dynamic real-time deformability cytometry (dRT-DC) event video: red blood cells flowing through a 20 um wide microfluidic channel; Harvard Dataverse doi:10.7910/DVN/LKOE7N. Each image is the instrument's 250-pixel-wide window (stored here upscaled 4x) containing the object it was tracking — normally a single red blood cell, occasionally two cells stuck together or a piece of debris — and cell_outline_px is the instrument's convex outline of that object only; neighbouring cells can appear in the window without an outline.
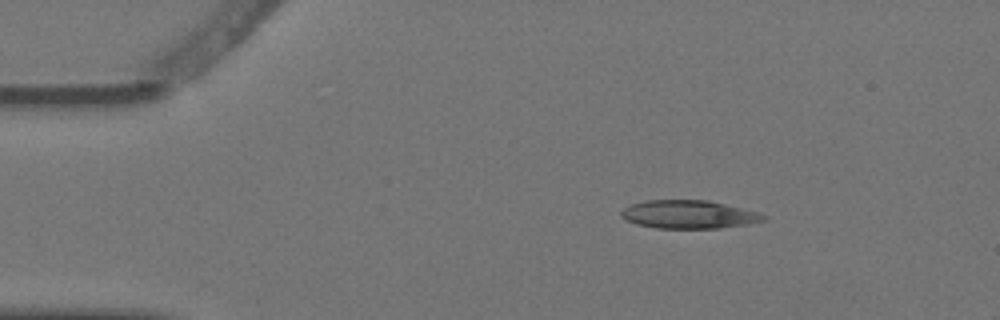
{"species": "Egyptian fruit bat (a non-hibernating species)", "species_latin": "Rousettus aegyptiacus", "temperature_condition": "warm", "stored_images_in_passage": 7, "camera_frame_rate_fps": 3000, "um_per_image_px": 0.085, "animal": {"sex": "female"}, "frame": {"image": 1, "passage_image": 1, "time_ms": 0.0, "image_size_px": [1000, 320], "cell_outline_px": [[768, 216], [764, 220], [748, 224], [720, 228], [656, 228], [636, 224], [624, 220], [620, 216], [620, 212], [624, 208], [632, 204], [648, 200], [708, 200], [760, 212]], "centroid_in_image_um": [58.55, 18.23], "position_along_channel_um": 26.5, "area_um2": 23.52}}
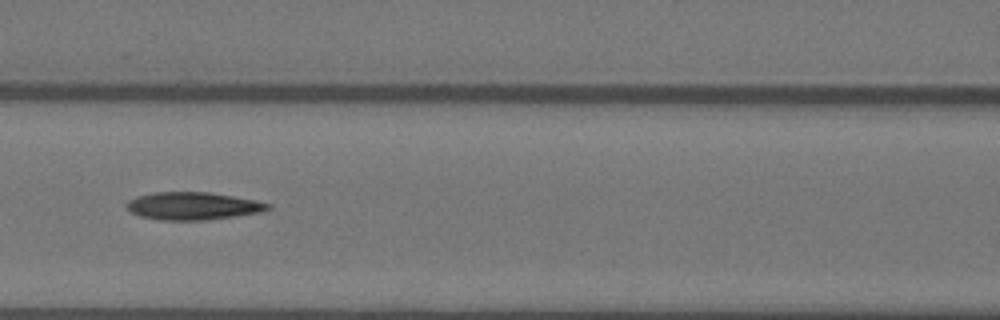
{"frame": {"image": 2, "passage_image": 5, "time_ms": 1.333, "image_size_px": [1000, 320], "cell_outline_px": [[272, 208], [260, 212], [208, 220], [160, 220], [140, 216], [132, 212], [128, 208], [128, 200], [136, 196], [152, 192], [208, 192], [256, 200], [272, 204]], "centroid_in_image_um": [16.41, 17.5], "position_along_channel_um": 150.2, "area_um2": 22.72}}
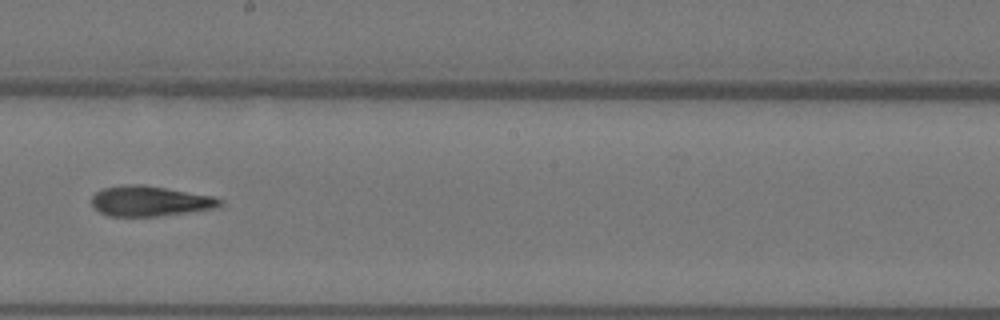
{"frame": {"image": 3, "passage_image": 7, "time_ms": 2.0, "image_size_px": [1000, 320], "cell_outline_px": [[224, 204], [216, 208], [192, 212], [160, 216], [108, 216], [100, 212], [92, 204], [92, 196], [96, 192], [104, 188], [124, 184], [144, 184], [212, 196], [224, 200]], "centroid_in_image_um": [12.78, 17.09], "position_along_channel_um": 235.4, "area_um2": 22.77}}